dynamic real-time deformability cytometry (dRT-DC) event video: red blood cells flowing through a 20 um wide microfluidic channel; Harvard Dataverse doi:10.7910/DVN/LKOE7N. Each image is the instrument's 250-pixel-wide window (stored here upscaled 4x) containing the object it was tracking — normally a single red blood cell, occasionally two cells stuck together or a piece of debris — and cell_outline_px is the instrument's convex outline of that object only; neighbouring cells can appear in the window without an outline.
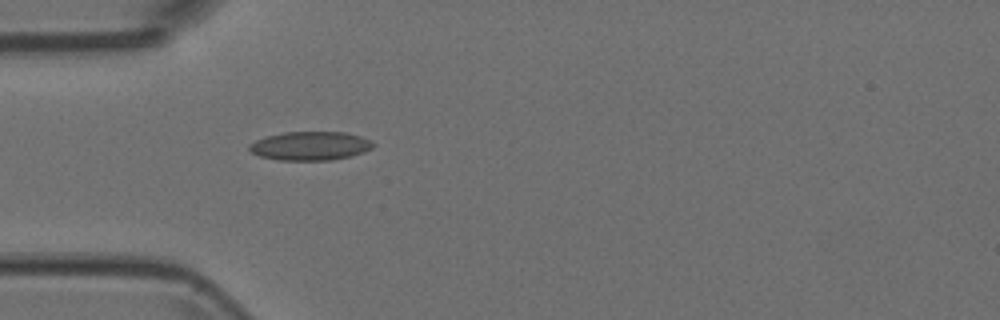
{"species": "Egyptian fruit bat (a non-hibernating species)", "species_latin": "Rousettus aegyptiacus", "temperature_condition": "room temperature", "stored_images_in_passage": 1, "camera_frame_rate_fps": 3000, "um_per_image_px": 0.085, "animal": {"sex": "female"}, "frame": {"image": 1, "passage_image": 1, "time_ms": 0.0, "image_size_px": [1000, 320], "cell_outline_px": [[376, 144], [372, 148], [364, 152], [348, 156], [328, 160], [280, 160], [260, 156], [252, 152], [248, 148], [248, 144], [256, 140], [268, 136], [284, 132], [344, 132], [360, 136], [372, 140]], "centroid_in_image_um": [26.39, 12.39], "position_along_channel_um": 58.6, "area_um2": 20.63}}